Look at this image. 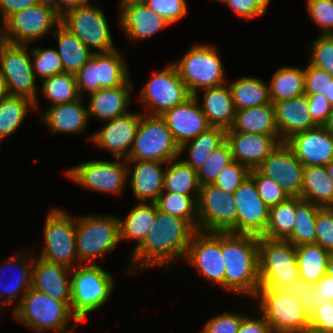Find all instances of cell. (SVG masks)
Here are the masks:
<instances>
[{
  "label": "cell",
  "mask_w": 333,
  "mask_h": 333,
  "mask_svg": "<svg viewBox=\"0 0 333 333\" xmlns=\"http://www.w3.org/2000/svg\"><path fill=\"white\" fill-rule=\"evenodd\" d=\"M156 218V203L137 202L124 219L120 220V241L136 240V245L131 248V253L135 251L144 241Z\"/></svg>",
  "instance_id": "d6a6232c"
},
{
  "label": "cell",
  "mask_w": 333,
  "mask_h": 333,
  "mask_svg": "<svg viewBox=\"0 0 333 333\" xmlns=\"http://www.w3.org/2000/svg\"><path fill=\"white\" fill-rule=\"evenodd\" d=\"M13 317L35 333H75L80 323L62 301L54 300L48 294L30 288L21 303L14 309ZM73 320L75 327H68Z\"/></svg>",
  "instance_id": "277c9868"
},
{
  "label": "cell",
  "mask_w": 333,
  "mask_h": 333,
  "mask_svg": "<svg viewBox=\"0 0 333 333\" xmlns=\"http://www.w3.org/2000/svg\"><path fill=\"white\" fill-rule=\"evenodd\" d=\"M180 147L160 116L141 113L140 125L126 161L168 163L179 158Z\"/></svg>",
  "instance_id": "30bf717a"
},
{
  "label": "cell",
  "mask_w": 333,
  "mask_h": 333,
  "mask_svg": "<svg viewBox=\"0 0 333 333\" xmlns=\"http://www.w3.org/2000/svg\"><path fill=\"white\" fill-rule=\"evenodd\" d=\"M78 92L81 97L99 90L97 53H93L87 63L75 74Z\"/></svg>",
  "instance_id": "9f6ffc18"
},
{
  "label": "cell",
  "mask_w": 333,
  "mask_h": 333,
  "mask_svg": "<svg viewBox=\"0 0 333 333\" xmlns=\"http://www.w3.org/2000/svg\"><path fill=\"white\" fill-rule=\"evenodd\" d=\"M131 191L137 202L155 203L162 193L167 163L158 161H126ZM134 165V166H133ZM132 170V171H131Z\"/></svg>",
  "instance_id": "83f0119b"
},
{
  "label": "cell",
  "mask_w": 333,
  "mask_h": 333,
  "mask_svg": "<svg viewBox=\"0 0 333 333\" xmlns=\"http://www.w3.org/2000/svg\"><path fill=\"white\" fill-rule=\"evenodd\" d=\"M326 274L333 276V254H331L328 258Z\"/></svg>",
  "instance_id": "11e5206c"
},
{
  "label": "cell",
  "mask_w": 333,
  "mask_h": 333,
  "mask_svg": "<svg viewBox=\"0 0 333 333\" xmlns=\"http://www.w3.org/2000/svg\"><path fill=\"white\" fill-rule=\"evenodd\" d=\"M61 16L50 6L36 3L26 10L14 12L1 24V40L11 44L31 45L53 33ZM53 29V30H52Z\"/></svg>",
  "instance_id": "8fae6325"
},
{
  "label": "cell",
  "mask_w": 333,
  "mask_h": 333,
  "mask_svg": "<svg viewBox=\"0 0 333 333\" xmlns=\"http://www.w3.org/2000/svg\"><path fill=\"white\" fill-rule=\"evenodd\" d=\"M299 278L316 284L325 274L331 253L317 243L296 246Z\"/></svg>",
  "instance_id": "ab89813d"
},
{
  "label": "cell",
  "mask_w": 333,
  "mask_h": 333,
  "mask_svg": "<svg viewBox=\"0 0 333 333\" xmlns=\"http://www.w3.org/2000/svg\"><path fill=\"white\" fill-rule=\"evenodd\" d=\"M237 206V234L262 236L265 233L270 207L259 196L254 180L249 176L233 193Z\"/></svg>",
  "instance_id": "ffe728a7"
},
{
  "label": "cell",
  "mask_w": 333,
  "mask_h": 333,
  "mask_svg": "<svg viewBox=\"0 0 333 333\" xmlns=\"http://www.w3.org/2000/svg\"><path fill=\"white\" fill-rule=\"evenodd\" d=\"M146 6L163 17L170 25L181 21L188 12L186 0H149Z\"/></svg>",
  "instance_id": "11a10c76"
},
{
  "label": "cell",
  "mask_w": 333,
  "mask_h": 333,
  "mask_svg": "<svg viewBox=\"0 0 333 333\" xmlns=\"http://www.w3.org/2000/svg\"><path fill=\"white\" fill-rule=\"evenodd\" d=\"M260 287L283 289L299 278L296 246L287 240L259 237Z\"/></svg>",
  "instance_id": "9c48e42d"
},
{
  "label": "cell",
  "mask_w": 333,
  "mask_h": 333,
  "mask_svg": "<svg viewBox=\"0 0 333 333\" xmlns=\"http://www.w3.org/2000/svg\"><path fill=\"white\" fill-rule=\"evenodd\" d=\"M149 0H119L118 5H146Z\"/></svg>",
  "instance_id": "8c879c8a"
},
{
  "label": "cell",
  "mask_w": 333,
  "mask_h": 333,
  "mask_svg": "<svg viewBox=\"0 0 333 333\" xmlns=\"http://www.w3.org/2000/svg\"><path fill=\"white\" fill-rule=\"evenodd\" d=\"M37 3L36 0H0V17L3 22L14 12L26 10Z\"/></svg>",
  "instance_id": "03108f58"
},
{
  "label": "cell",
  "mask_w": 333,
  "mask_h": 333,
  "mask_svg": "<svg viewBox=\"0 0 333 333\" xmlns=\"http://www.w3.org/2000/svg\"><path fill=\"white\" fill-rule=\"evenodd\" d=\"M306 166H326L333 160V134L323 126L296 133L285 141Z\"/></svg>",
  "instance_id": "7402d4cb"
},
{
  "label": "cell",
  "mask_w": 333,
  "mask_h": 333,
  "mask_svg": "<svg viewBox=\"0 0 333 333\" xmlns=\"http://www.w3.org/2000/svg\"><path fill=\"white\" fill-rule=\"evenodd\" d=\"M198 198L180 193H161L155 203L158 210L186 220L197 231Z\"/></svg>",
  "instance_id": "f6af8a7d"
},
{
  "label": "cell",
  "mask_w": 333,
  "mask_h": 333,
  "mask_svg": "<svg viewBox=\"0 0 333 333\" xmlns=\"http://www.w3.org/2000/svg\"><path fill=\"white\" fill-rule=\"evenodd\" d=\"M323 127L329 131L330 133L333 134V106L331 108V111L325 121V123L323 124Z\"/></svg>",
  "instance_id": "2644e50d"
},
{
  "label": "cell",
  "mask_w": 333,
  "mask_h": 333,
  "mask_svg": "<svg viewBox=\"0 0 333 333\" xmlns=\"http://www.w3.org/2000/svg\"><path fill=\"white\" fill-rule=\"evenodd\" d=\"M131 78L122 86L103 88L89 93L87 104L88 117H96L107 122L127 114L131 104L132 86Z\"/></svg>",
  "instance_id": "f1b7e54d"
},
{
  "label": "cell",
  "mask_w": 333,
  "mask_h": 333,
  "mask_svg": "<svg viewBox=\"0 0 333 333\" xmlns=\"http://www.w3.org/2000/svg\"><path fill=\"white\" fill-rule=\"evenodd\" d=\"M37 3H40L42 5L50 6L54 10H56V0H36Z\"/></svg>",
  "instance_id": "2a66077c"
},
{
  "label": "cell",
  "mask_w": 333,
  "mask_h": 333,
  "mask_svg": "<svg viewBox=\"0 0 333 333\" xmlns=\"http://www.w3.org/2000/svg\"><path fill=\"white\" fill-rule=\"evenodd\" d=\"M126 160H91L66 169L64 176L85 189L121 196L128 182Z\"/></svg>",
  "instance_id": "9a60e30c"
},
{
  "label": "cell",
  "mask_w": 333,
  "mask_h": 333,
  "mask_svg": "<svg viewBox=\"0 0 333 333\" xmlns=\"http://www.w3.org/2000/svg\"><path fill=\"white\" fill-rule=\"evenodd\" d=\"M138 95L137 101L145 106L144 111L146 109L144 114L155 116H160L191 96L173 63L155 72Z\"/></svg>",
  "instance_id": "5bb4252c"
},
{
  "label": "cell",
  "mask_w": 333,
  "mask_h": 333,
  "mask_svg": "<svg viewBox=\"0 0 333 333\" xmlns=\"http://www.w3.org/2000/svg\"><path fill=\"white\" fill-rule=\"evenodd\" d=\"M233 160L256 169L282 143L279 136L226 132Z\"/></svg>",
  "instance_id": "cb8c5ba5"
},
{
  "label": "cell",
  "mask_w": 333,
  "mask_h": 333,
  "mask_svg": "<svg viewBox=\"0 0 333 333\" xmlns=\"http://www.w3.org/2000/svg\"><path fill=\"white\" fill-rule=\"evenodd\" d=\"M268 84L271 103L302 96L305 94L304 67L281 66Z\"/></svg>",
  "instance_id": "74e56055"
},
{
  "label": "cell",
  "mask_w": 333,
  "mask_h": 333,
  "mask_svg": "<svg viewBox=\"0 0 333 333\" xmlns=\"http://www.w3.org/2000/svg\"><path fill=\"white\" fill-rule=\"evenodd\" d=\"M271 0H253V2L266 14L268 5Z\"/></svg>",
  "instance_id": "753ad0ef"
},
{
  "label": "cell",
  "mask_w": 333,
  "mask_h": 333,
  "mask_svg": "<svg viewBox=\"0 0 333 333\" xmlns=\"http://www.w3.org/2000/svg\"><path fill=\"white\" fill-rule=\"evenodd\" d=\"M31 287L64 302L70 308L71 268L40 257L33 258Z\"/></svg>",
  "instance_id": "d4e9b609"
},
{
  "label": "cell",
  "mask_w": 333,
  "mask_h": 333,
  "mask_svg": "<svg viewBox=\"0 0 333 333\" xmlns=\"http://www.w3.org/2000/svg\"><path fill=\"white\" fill-rule=\"evenodd\" d=\"M246 314L223 312L208 318L198 333H237Z\"/></svg>",
  "instance_id": "f5cc1de1"
},
{
  "label": "cell",
  "mask_w": 333,
  "mask_h": 333,
  "mask_svg": "<svg viewBox=\"0 0 333 333\" xmlns=\"http://www.w3.org/2000/svg\"><path fill=\"white\" fill-rule=\"evenodd\" d=\"M250 169L233 160L214 181L213 185L224 191L234 193L250 176Z\"/></svg>",
  "instance_id": "816d5d0a"
},
{
  "label": "cell",
  "mask_w": 333,
  "mask_h": 333,
  "mask_svg": "<svg viewBox=\"0 0 333 333\" xmlns=\"http://www.w3.org/2000/svg\"><path fill=\"white\" fill-rule=\"evenodd\" d=\"M304 168L293 151L283 142L256 169L275 181L289 197H300Z\"/></svg>",
  "instance_id": "ac0fdd59"
},
{
  "label": "cell",
  "mask_w": 333,
  "mask_h": 333,
  "mask_svg": "<svg viewBox=\"0 0 333 333\" xmlns=\"http://www.w3.org/2000/svg\"><path fill=\"white\" fill-rule=\"evenodd\" d=\"M321 207L296 197L295 224L286 239L294 246L316 243V216Z\"/></svg>",
  "instance_id": "b9f144b4"
},
{
  "label": "cell",
  "mask_w": 333,
  "mask_h": 333,
  "mask_svg": "<svg viewBox=\"0 0 333 333\" xmlns=\"http://www.w3.org/2000/svg\"><path fill=\"white\" fill-rule=\"evenodd\" d=\"M296 197H288L278 205L270 207L269 221L261 236L269 239L286 240L295 224Z\"/></svg>",
  "instance_id": "ee69618b"
},
{
  "label": "cell",
  "mask_w": 333,
  "mask_h": 333,
  "mask_svg": "<svg viewBox=\"0 0 333 333\" xmlns=\"http://www.w3.org/2000/svg\"><path fill=\"white\" fill-rule=\"evenodd\" d=\"M250 177L257 186L259 196L269 207L278 205L289 197L275 181L261 174L257 169L250 171Z\"/></svg>",
  "instance_id": "db71d44e"
},
{
  "label": "cell",
  "mask_w": 333,
  "mask_h": 333,
  "mask_svg": "<svg viewBox=\"0 0 333 333\" xmlns=\"http://www.w3.org/2000/svg\"><path fill=\"white\" fill-rule=\"evenodd\" d=\"M87 1L89 0H56V12L62 17L69 10L77 8Z\"/></svg>",
  "instance_id": "a7ac6f4b"
},
{
  "label": "cell",
  "mask_w": 333,
  "mask_h": 333,
  "mask_svg": "<svg viewBox=\"0 0 333 333\" xmlns=\"http://www.w3.org/2000/svg\"><path fill=\"white\" fill-rule=\"evenodd\" d=\"M166 165L162 193L199 196L201 185L196 170L185 164L180 158L171 160Z\"/></svg>",
  "instance_id": "f35d334b"
},
{
  "label": "cell",
  "mask_w": 333,
  "mask_h": 333,
  "mask_svg": "<svg viewBox=\"0 0 333 333\" xmlns=\"http://www.w3.org/2000/svg\"><path fill=\"white\" fill-rule=\"evenodd\" d=\"M219 2L228 5L237 16L246 20L265 14L253 0H219Z\"/></svg>",
  "instance_id": "be15d7a7"
},
{
  "label": "cell",
  "mask_w": 333,
  "mask_h": 333,
  "mask_svg": "<svg viewBox=\"0 0 333 333\" xmlns=\"http://www.w3.org/2000/svg\"><path fill=\"white\" fill-rule=\"evenodd\" d=\"M327 99L329 100V103L331 106H333V79L331 82H329V86L327 88Z\"/></svg>",
  "instance_id": "34e18365"
},
{
  "label": "cell",
  "mask_w": 333,
  "mask_h": 333,
  "mask_svg": "<svg viewBox=\"0 0 333 333\" xmlns=\"http://www.w3.org/2000/svg\"><path fill=\"white\" fill-rule=\"evenodd\" d=\"M47 214L42 235L44 243L37 257L69 268L80 265L75 244L76 217L57 207Z\"/></svg>",
  "instance_id": "ba28073f"
},
{
  "label": "cell",
  "mask_w": 333,
  "mask_h": 333,
  "mask_svg": "<svg viewBox=\"0 0 333 333\" xmlns=\"http://www.w3.org/2000/svg\"><path fill=\"white\" fill-rule=\"evenodd\" d=\"M29 45L0 41V70L5 78L9 95L21 96L34 102L39 112L36 77L32 68Z\"/></svg>",
  "instance_id": "4fadbf2b"
},
{
  "label": "cell",
  "mask_w": 333,
  "mask_h": 333,
  "mask_svg": "<svg viewBox=\"0 0 333 333\" xmlns=\"http://www.w3.org/2000/svg\"><path fill=\"white\" fill-rule=\"evenodd\" d=\"M309 328L319 332L333 333V302L323 301L315 307L310 315Z\"/></svg>",
  "instance_id": "94428289"
},
{
  "label": "cell",
  "mask_w": 333,
  "mask_h": 333,
  "mask_svg": "<svg viewBox=\"0 0 333 333\" xmlns=\"http://www.w3.org/2000/svg\"><path fill=\"white\" fill-rule=\"evenodd\" d=\"M97 264H80L71 268V314L81 324L88 314L102 308L109 301L115 279Z\"/></svg>",
  "instance_id": "3957f363"
},
{
  "label": "cell",
  "mask_w": 333,
  "mask_h": 333,
  "mask_svg": "<svg viewBox=\"0 0 333 333\" xmlns=\"http://www.w3.org/2000/svg\"><path fill=\"white\" fill-rule=\"evenodd\" d=\"M120 220L115 215H83L76 217L75 244L81 264H97L120 244Z\"/></svg>",
  "instance_id": "5b68a950"
},
{
  "label": "cell",
  "mask_w": 333,
  "mask_h": 333,
  "mask_svg": "<svg viewBox=\"0 0 333 333\" xmlns=\"http://www.w3.org/2000/svg\"><path fill=\"white\" fill-rule=\"evenodd\" d=\"M118 50L116 48L97 53L99 90L122 86L130 79L129 68L123 55L125 53Z\"/></svg>",
  "instance_id": "60d3db41"
},
{
  "label": "cell",
  "mask_w": 333,
  "mask_h": 333,
  "mask_svg": "<svg viewBox=\"0 0 333 333\" xmlns=\"http://www.w3.org/2000/svg\"><path fill=\"white\" fill-rule=\"evenodd\" d=\"M228 85L236 111L271 103L269 84L261 78L244 76Z\"/></svg>",
  "instance_id": "8d00e7d4"
},
{
  "label": "cell",
  "mask_w": 333,
  "mask_h": 333,
  "mask_svg": "<svg viewBox=\"0 0 333 333\" xmlns=\"http://www.w3.org/2000/svg\"><path fill=\"white\" fill-rule=\"evenodd\" d=\"M160 117L165 121L179 147L211 127L194 95L167 110Z\"/></svg>",
  "instance_id": "603a6c76"
},
{
  "label": "cell",
  "mask_w": 333,
  "mask_h": 333,
  "mask_svg": "<svg viewBox=\"0 0 333 333\" xmlns=\"http://www.w3.org/2000/svg\"><path fill=\"white\" fill-rule=\"evenodd\" d=\"M325 167L330 178L333 180V160L330 163H328Z\"/></svg>",
  "instance_id": "b9fcfbb0"
},
{
  "label": "cell",
  "mask_w": 333,
  "mask_h": 333,
  "mask_svg": "<svg viewBox=\"0 0 333 333\" xmlns=\"http://www.w3.org/2000/svg\"><path fill=\"white\" fill-rule=\"evenodd\" d=\"M184 260L207 282L224 289L225 266L222 257V232L196 231Z\"/></svg>",
  "instance_id": "e0dca14e"
},
{
  "label": "cell",
  "mask_w": 333,
  "mask_h": 333,
  "mask_svg": "<svg viewBox=\"0 0 333 333\" xmlns=\"http://www.w3.org/2000/svg\"><path fill=\"white\" fill-rule=\"evenodd\" d=\"M222 257L226 292L253 299L260 287L259 237L222 232Z\"/></svg>",
  "instance_id": "7a4b0ae2"
},
{
  "label": "cell",
  "mask_w": 333,
  "mask_h": 333,
  "mask_svg": "<svg viewBox=\"0 0 333 333\" xmlns=\"http://www.w3.org/2000/svg\"><path fill=\"white\" fill-rule=\"evenodd\" d=\"M237 333H273L270 324L259 312V314L251 317L249 314L242 319L241 325Z\"/></svg>",
  "instance_id": "e7e4bbea"
},
{
  "label": "cell",
  "mask_w": 333,
  "mask_h": 333,
  "mask_svg": "<svg viewBox=\"0 0 333 333\" xmlns=\"http://www.w3.org/2000/svg\"><path fill=\"white\" fill-rule=\"evenodd\" d=\"M226 141V130L221 127L211 126L196 138L180 146L179 158L187 149V158L181 159L192 169L198 171L211 153ZM185 149V150H184Z\"/></svg>",
  "instance_id": "e575fe53"
},
{
  "label": "cell",
  "mask_w": 333,
  "mask_h": 333,
  "mask_svg": "<svg viewBox=\"0 0 333 333\" xmlns=\"http://www.w3.org/2000/svg\"><path fill=\"white\" fill-rule=\"evenodd\" d=\"M316 243L333 254V207H321L316 216Z\"/></svg>",
  "instance_id": "6f0895ef"
},
{
  "label": "cell",
  "mask_w": 333,
  "mask_h": 333,
  "mask_svg": "<svg viewBox=\"0 0 333 333\" xmlns=\"http://www.w3.org/2000/svg\"><path fill=\"white\" fill-rule=\"evenodd\" d=\"M306 10L321 34H333V0H306Z\"/></svg>",
  "instance_id": "f907efd6"
},
{
  "label": "cell",
  "mask_w": 333,
  "mask_h": 333,
  "mask_svg": "<svg viewBox=\"0 0 333 333\" xmlns=\"http://www.w3.org/2000/svg\"><path fill=\"white\" fill-rule=\"evenodd\" d=\"M302 333H324V332H319V331L313 330L311 328H307Z\"/></svg>",
  "instance_id": "09005b40"
},
{
  "label": "cell",
  "mask_w": 333,
  "mask_h": 333,
  "mask_svg": "<svg viewBox=\"0 0 333 333\" xmlns=\"http://www.w3.org/2000/svg\"><path fill=\"white\" fill-rule=\"evenodd\" d=\"M200 91L203 92L202 98L198 96L196 99L210 126L230 129L235 120L236 108L228 83Z\"/></svg>",
  "instance_id": "4dcf8cb0"
},
{
  "label": "cell",
  "mask_w": 333,
  "mask_h": 333,
  "mask_svg": "<svg viewBox=\"0 0 333 333\" xmlns=\"http://www.w3.org/2000/svg\"><path fill=\"white\" fill-rule=\"evenodd\" d=\"M118 26L132 42L149 39L170 24L146 5H118Z\"/></svg>",
  "instance_id": "484cf974"
},
{
  "label": "cell",
  "mask_w": 333,
  "mask_h": 333,
  "mask_svg": "<svg viewBox=\"0 0 333 333\" xmlns=\"http://www.w3.org/2000/svg\"><path fill=\"white\" fill-rule=\"evenodd\" d=\"M7 95H9V93L6 86L5 78L0 70V100H2Z\"/></svg>",
  "instance_id": "89a4df30"
},
{
  "label": "cell",
  "mask_w": 333,
  "mask_h": 333,
  "mask_svg": "<svg viewBox=\"0 0 333 333\" xmlns=\"http://www.w3.org/2000/svg\"><path fill=\"white\" fill-rule=\"evenodd\" d=\"M91 1L66 12L61 23L93 53L112 51L116 46L106 15L97 3Z\"/></svg>",
  "instance_id": "7c38bea8"
},
{
  "label": "cell",
  "mask_w": 333,
  "mask_h": 333,
  "mask_svg": "<svg viewBox=\"0 0 333 333\" xmlns=\"http://www.w3.org/2000/svg\"><path fill=\"white\" fill-rule=\"evenodd\" d=\"M41 91L49 106L69 103L81 98L75 74L60 73L42 81Z\"/></svg>",
  "instance_id": "bcb514c9"
},
{
  "label": "cell",
  "mask_w": 333,
  "mask_h": 333,
  "mask_svg": "<svg viewBox=\"0 0 333 333\" xmlns=\"http://www.w3.org/2000/svg\"><path fill=\"white\" fill-rule=\"evenodd\" d=\"M305 95H324L327 96V88L333 76L327 72L312 66L309 62L304 67Z\"/></svg>",
  "instance_id": "680465c9"
},
{
  "label": "cell",
  "mask_w": 333,
  "mask_h": 333,
  "mask_svg": "<svg viewBox=\"0 0 333 333\" xmlns=\"http://www.w3.org/2000/svg\"><path fill=\"white\" fill-rule=\"evenodd\" d=\"M283 289L290 295L297 297L309 316L314 311L315 307L320 303L317 299L314 284L307 283L300 278Z\"/></svg>",
  "instance_id": "91938a15"
},
{
  "label": "cell",
  "mask_w": 333,
  "mask_h": 333,
  "mask_svg": "<svg viewBox=\"0 0 333 333\" xmlns=\"http://www.w3.org/2000/svg\"><path fill=\"white\" fill-rule=\"evenodd\" d=\"M309 45L308 62L333 76V34H320Z\"/></svg>",
  "instance_id": "681fc988"
},
{
  "label": "cell",
  "mask_w": 333,
  "mask_h": 333,
  "mask_svg": "<svg viewBox=\"0 0 333 333\" xmlns=\"http://www.w3.org/2000/svg\"><path fill=\"white\" fill-rule=\"evenodd\" d=\"M196 230L184 219L162 212L156 206L154 226L130 258L128 274L145 268L174 266L184 259ZM165 267V268H164Z\"/></svg>",
  "instance_id": "6da1fadb"
},
{
  "label": "cell",
  "mask_w": 333,
  "mask_h": 333,
  "mask_svg": "<svg viewBox=\"0 0 333 333\" xmlns=\"http://www.w3.org/2000/svg\"><path fill=\"white\" fill-rule=\"evenodd\" d=\"M63 71L76 74L91 58L93 52L70 30L60 23L53 32Z\"/></svg>",
  "instance_id": "836d02e7"
},
{
  "label": "cell",
  "mask_w": 333,
  "mask_h": 333,
  "mask_svg": "<svg viewBox=\"0 0 333 333\" xmlns=\"http://www.w3.org/2000/svg\"><path fill=\"white\" fill-rule=\"evenodd\" d=\"M300 198L320 207H333V180L325 166H306Z\"/></svg>",
  "instance_id": "d590c367"
},
{
  "label": "cell",
  "mask_w": 333,
  "mask_h": 333,
  "mask_svg": "<svg viewBox=\"0 0 333 333\" xmlns=\"http://www.w3.org/2000/svg\"><path fill=\"white\" fill-rule=\"evenodd\" d=\"M233 161L229 144L225 141L215 149L203 166L197 171L201 186L213 184L223 169Z\"/></svg>",
  "instance_id": "c3c4849f"
},
{
  "label": "cell",
  "mask_w": 333,
  "mask_h": 333,
  "mask_svg": "<svg viewBox=\"0 0 333 333\" xmlns=\"http://www.w3.org/2000/svg\"><path fill=\"white\" fill-rule=\"evenodd\" d=\"M141 113L128 112L111 121L88 137L98 149L110 152L113 158L127 160L140 125Z\"/></svg>",
  "instance_id": "d6986e66"
},
{
  "label": "cell",
  "mask_w": 333,
  "mask_h": 333,
  "mask_svg": "<svg viewBox=\"0 0 333 333\" xmlns=\"http://www.w3.org/2000/svg\"><path fill=\"white\" fill-rule=\"evenodd\" d=\"M198 231L237 234V206L233 193L213 184L200 187L198 198Z\"/></svg>",
  "instance_id": "2e32d148"
},
{
  "label": "cell",
  "mask_w": 333,
  "mask_h": 333,
  "mask_svg": "<svg viewBox=\"0 0 333 333\" xmlns=\"http://www.w3.org/2000/svg\"><path fill=\"white\" fill-rule=\"evenodd\" d=\"M32 68L35 77L46 78L64 73L61 59L54 48L35 47L30 51ZM33 58V59H32Z\"/></svg>",
  "instance_id": "7dc6e473"
},
{
  "label": "cell",
  "mask_w": 333,
  "mask_h": 333,
  "mask_svg": "<svg viewBox=\"0 0 333 333\" xmlns=\"http://www.w3.org/2000/svg\"><path fill=\"white\" fill-rule=\"evenodd\" d=\"M307 100L313 121L323 126L332 108L329 100L324 95H307Z\"/></svg>",
  "instance_id": "6125c7cd"
},
{
  "label": "cell",
  "mask_w": 333,
  "mask_h": 333,
  "mask_svg": "<svg viewBox=\"0 0 333 333\" xmlns=\"http://www.w3.org/2000/svg\"><path fill=\"white\" fill-rule=\"evenodd\" d=\"M35 111L34 102L21 96L7 95L0 100V140L15 133L27 117Z\"/></svg>",
  "instance_id": "7bdbcfd3"
},
{
  "label": "cell",
  "mask_w": 333,
  "mask_h": 333,
  "mask_svg": "<svg viewBox=\"0 0 333 333\" xmlns=\"http://www.w3.org/2000/svg\"><path fill=\"white\" fill-rule=\"evenodd\" d=\"M252 300L258 307L257 312L270 324L273 333H302L309 328V314L297 297L284 289L259 287Z\"/></svg>",
  "instance_id": "52a82bcc"
},
{
  "label": "cell",
  "mask_w": 333,
  "mask_h": 333,
  "mask_svg": "<svg viewBox=\"0 0 333 333\" xmlns=\"http://www.w3.org/2000/svg\"><path fill=\"white\" fill-rule=\"evenodd\" d=\"M281 142L292 135L318 127L310 114L307 95L273 103Z\"/></svg>",
  "instance_id": "f546056e"
},
{
  "label": "cell",
  "mask_w": 333,
  "mask_h": 333,
  "mask_svg": "<svg viewBox=\"0 0 333 333\" xmlns=\"http://www.w3.org/2000/svg\"><path fill=\"white\" fill-rule=\"evenodd\" d=\"M83 102L81 97L73 102L49 106L40 113V122L49 128L51 135L84 133L89 117L87 105Z\"/></svg>",
  "instance_id": "4316f807"
},
{
  "label": "cell",
  "mask_w": 333,
  "mask_h": 333,
  "mask_svg": "<svg viewBox=\"0 0 333 333\" xmlns=\"http://www.w3.org/2000/svg\"><path fill=\"white\" fill-rule=\"evenodd\" d=\"M226 132L279 136L273 103L236 111L234 123Z\"/></svg>",
  "instance_id": "1f68e13d"
},
{
  "label": "cell",
  "mask_w": 333,
  "mask_h": 333,
  "mask_svg": "<svg viewBox=\"0 0 333 333\" xmlns=\"http://www.w3.org/2000/svg\"><path fill=\"white\" fill-rule=\"evenodd\" d=\"M32 248V250H28L29 252L20 250L17 253L18 255L14 254L8 259H5V261H2L3 263L0 265V310H2L4 306L8 304L10 305L17 302L15 307H13L14 310L21 303L27 291L31 288L33 265L32 256L34 255L32 251H34V247ZM7 267H12L11 270L14 268L13 272L11 273L15 275H12L13 277L11 278L8 276L10 273H5L9 270Z\"/></svg>",
  "instance_id": "44dd1931"
},
{
  "label": "cell",
  "mask_w": 333,
  "mask_h": 333,
  "mask_svg": "<svg viewBox=\"0 0 333 333\" xmlns=\"http://www.w3.org/2000/svg\"><path fill=\"white\" fill-rule=\"evenodd\" d=\"M211 44H194L173 62L190 95L198 97L200 90L226 83L225 68L220 53Z\"/></svg>",
  "instance_id": "8992f818"
},
{
  "label": "cell",
  "mask_w": 333,
  "mask_h": 333,
  "mask_svg": "<svg viewBox=\"0 0 333 333\" xmlns=\"http://www.w3.org/2000/svg\"><path fill=\"white\" fill-rule=\"evenodd\" d=\"M317 299L319 302H333V276L325 274L316 284H314Z\"/></svg>",
  "instance_id": "003e7915"
}]
</instances>
